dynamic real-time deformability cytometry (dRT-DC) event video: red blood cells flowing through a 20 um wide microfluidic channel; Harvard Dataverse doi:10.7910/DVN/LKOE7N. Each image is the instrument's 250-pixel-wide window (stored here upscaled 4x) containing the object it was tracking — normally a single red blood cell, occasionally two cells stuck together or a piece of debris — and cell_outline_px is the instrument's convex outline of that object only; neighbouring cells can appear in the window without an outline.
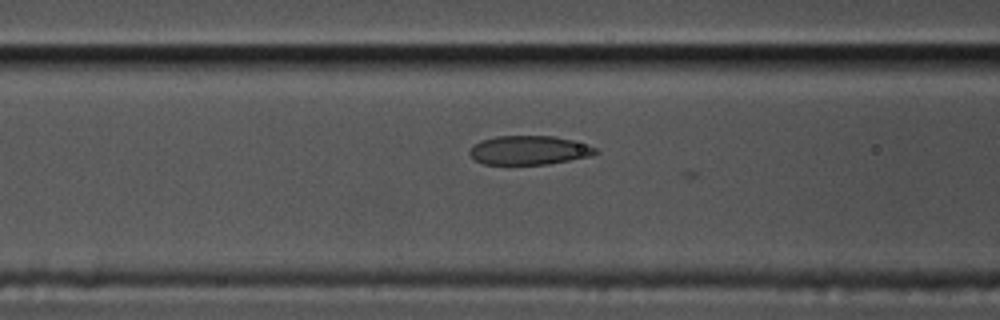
{"species": "common noctule bat (a hibernating species)", "species_latin": "Nyctalus noctula", "temperature_condition": "cold", "stored_images_in_passage": 28, "camera_frame_rate_fps": 3000, "um_per_image_px": 0.085, "animal": {"sex": "male", "body_mass_g": 17.5, "forearm_length_mm": 52.3}, "frame": {"image": 1, "passage_image": 23, "time_ms": 7.333, "image_size_px": [1000, 320], "cell_outline_px": [[600, 152], [592, 156], [548, 164], [484, 164], [476, 160], [468, 152], [480, 140], [496, 136], [552, 136], [572, 140], [596, 148]], "centroid_in_image_um": [44.99, 12.77], "position_along_channel_um": 121.6, "area_um2": 21.1}}
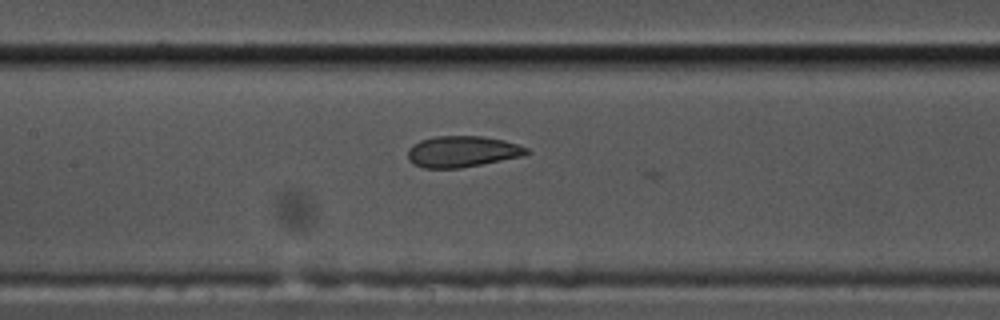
{"frame": {"image": 2, "passage_image": 27, "time_ms": 8.667, "image_size_px": [1000, 320], "cell_outline_px": [[532, 152], [520, 156], [460, 168], [424, 168], [412, 164], [408, 160], [408, 148], [412, 144], [420, 140], [436, 136], [484, 136], [504, 140], [520, 144], [528, 148]], "centroid_in_image_um": [39.27, 12.87], "position_along_channel_um": 168.1, "area_um2": 21.68}}